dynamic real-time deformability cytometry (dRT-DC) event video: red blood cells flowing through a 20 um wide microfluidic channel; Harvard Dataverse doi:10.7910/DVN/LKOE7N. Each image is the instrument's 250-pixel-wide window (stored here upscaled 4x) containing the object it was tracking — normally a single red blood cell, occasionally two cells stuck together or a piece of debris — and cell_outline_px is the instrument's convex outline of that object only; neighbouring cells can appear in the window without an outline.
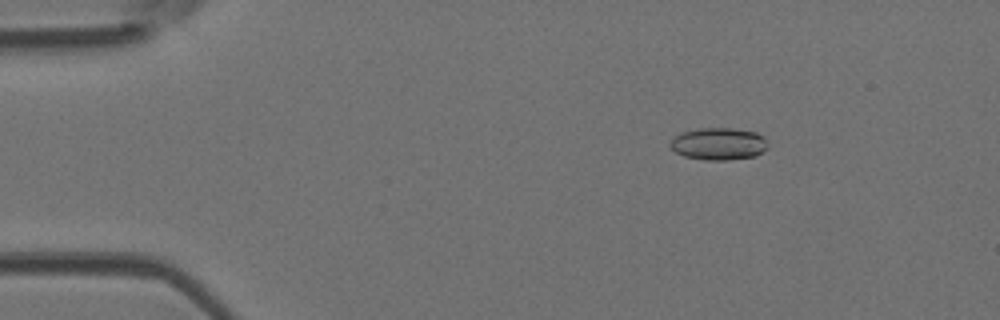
{"species": "Egyptian fruit bat (a non-hibernating species)", "species_latin": "Rousettus aegyptiacus", "temperature_condition": "room temperature", "stored_images_in_passage": 50, "camera_frame_rate_fps": 3000, "um_per_image_px": 0.085, "animal": {"sex": "female"}, "frame": {"image": 1, "passage_image": 8, "time_ms": 2.333, "image_size_px": [1000, 320], "cell_outline_px": [[768, 148], [756, 156], [728, 160], [704, 160], [684, 156], [676, 152], [668, 144], [672, 136], [680, 132], [700, 128], [732, 128], [756, 132], [764, 136], [768, 144]], "centroid_in_image_um": [61.07, 12.22], "position_along_channel_um": 23.9, "area_um2": 18.67}}
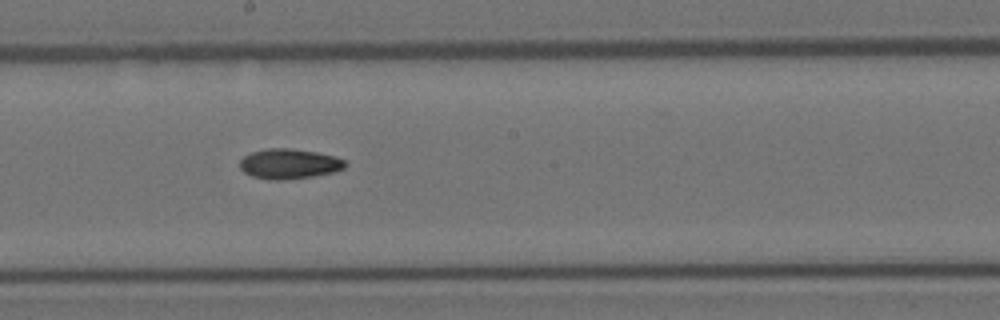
{"frame": {"image": 2, "passage_image": 28, "time_ms": 9.0, "image_size_px": [1000, 320], "cell_outline_px": [[348, 164], [344, 168], [336, 172], [312, 176], [280, 180], [272, 180], [252, 176], [244, 172], [240, 168], [240, 160], [244, 156], [252, 152], [268, 148], [292, 148], [316, 152], [336, 156], [344, 160]], "centroid_in_image_um": [24.6, 13.92], "position_along_channel_um": 223.6, "area_um2": 18.5}}
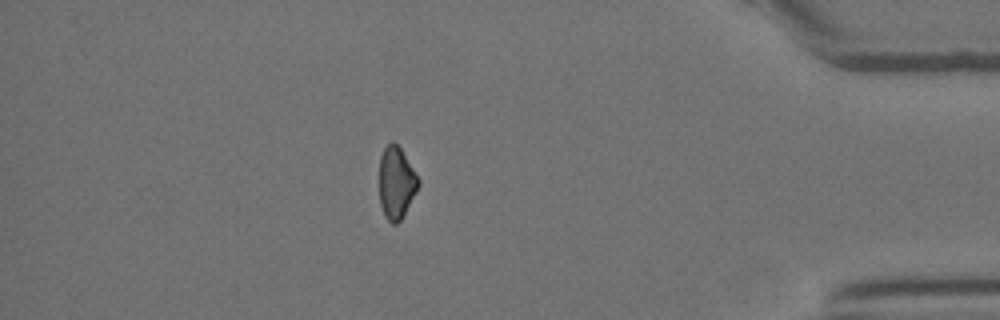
{"frame": {"image": 3, "passage_image": 44, "time_ms": 14.333, "image_size_px": [1000, 320], "cell_outline_px": [[420, 184], [416, 192], [400, 220], [396, 224], [392, 224], [384, 216], [380, 204], [380, 156], [384, 148], [392, 140], [400, 148], [420, 180]], "centroid_in_image_um": [33.68, 15.54], "position_along_channel_um": 401.5, "area_um2": 16.18}}